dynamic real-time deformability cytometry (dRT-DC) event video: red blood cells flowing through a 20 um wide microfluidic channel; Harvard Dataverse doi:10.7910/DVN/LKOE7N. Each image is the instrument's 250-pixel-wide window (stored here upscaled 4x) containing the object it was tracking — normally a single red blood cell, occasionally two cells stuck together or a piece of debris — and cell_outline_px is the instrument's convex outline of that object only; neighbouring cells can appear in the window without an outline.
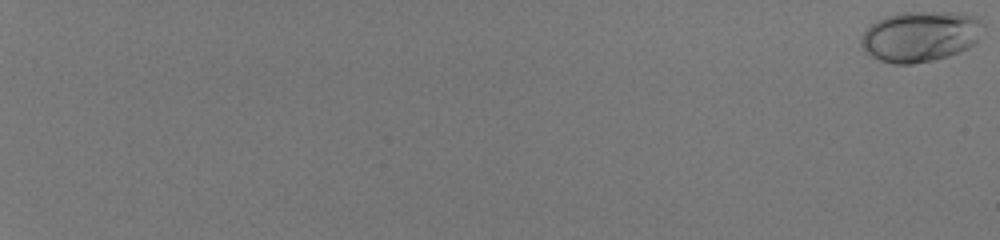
{"species": "human", "species_latin": "Homo sapiens", "temperature_condition": "room temperature", "stored_images_in_passage": 57, "camera_frame_rate_fps": 3000, "um_per_image_px": 0.085, "donor": {"sex": "male"}, "frame": {"image": 1, "passage_image": 1, "time_ms": 0.0, "image_size_px": [1000, 240], "cell_outline_px": [[984, 24], [976, 40], [968, 48], [960, 52], [948, 56], [932, 60], [912, 64], [892, 64], [880, 60], [864, 52], [860, 44], [860, 40], [864, 32], [876, 20], [900, 12], [964, 12], [976, 16]], "centroid_in_image_um": [78.22, 3.08], "position_along_channel_um": 6.8, "area_um2": 36.13}}
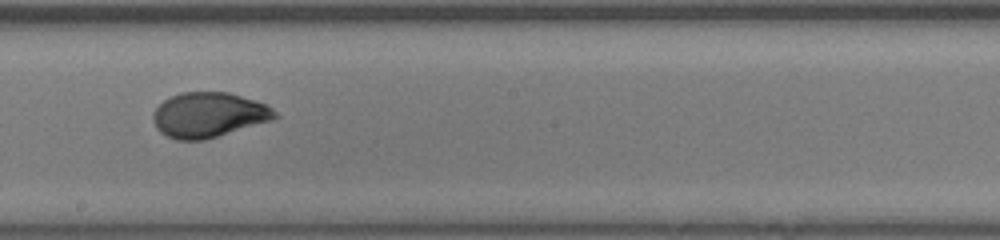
{"frame": {"image": 2, "passage_image": 39, "time_ms": 12.667, "image_size_px": [1000, 240], "cell_outline_px": [[280, 116], [272, 120], [204, 140], [176, 140], [160, 132], [156, 128], [152, 120], [152, 112], [164, 100], [180, 92], [228, 92], [256, 100], [268, 104]], "centroid_in_image_um": [17.74, 9.76], "position_along_channel_um": 230.5, "area_um2": 32.08}}
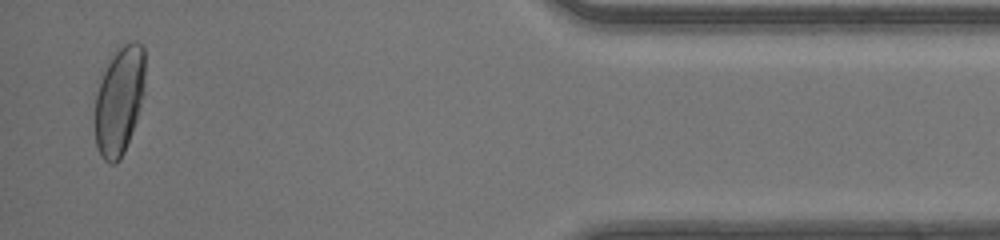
{"frame": {"image": 3, "passage_image": 56, "time_ms": 18.333, "image_size_px": [1000, 240], "cell_outline_px": [[144, 92], [140, 108], [136, 120], [124, 152], [120, 160], [116, 164], [108, 164], [100, 156], [96, 144], [92, 120], [92, 92], [112, 56], [124, 44], [132, 40], [136, 40], [144, 48]], "centroid_in_image_um": [10.05, 8.59], "position_along_channel_um": 425.1, "area_um2": 32.89}, "authors_computed_cell_mechanics": {"area_um2": 31.8478, "velocity_mm_per_s": 4.194, "shape_relaxation_time_tau1_ms": 6.1982, "shape_relaxation_time_tau2_ms": null, "deformation_change_tau1": 0.2149, "deformation_change_tau2": null}}